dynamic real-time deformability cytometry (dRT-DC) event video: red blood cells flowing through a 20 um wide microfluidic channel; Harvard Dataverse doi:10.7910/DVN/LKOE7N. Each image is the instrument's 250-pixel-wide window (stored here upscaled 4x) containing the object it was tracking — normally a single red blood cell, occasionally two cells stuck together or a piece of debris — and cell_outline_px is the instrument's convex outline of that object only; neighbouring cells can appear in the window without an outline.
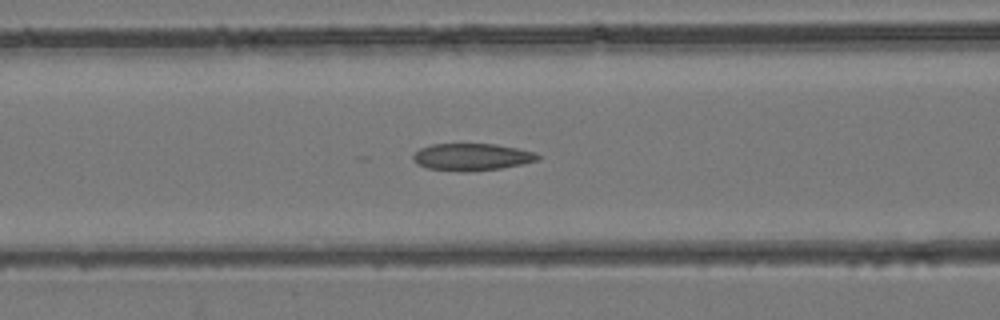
{"species": "common noctule bat (a hibernating species)", "species_latin": "Nyctalus noctula", "temperature_condition": "room temperature", "stored_images_in_passage": 41, "camera_frame_rate_fps": 3000, "um_per_image_px": 0.085, "animal": {"sex": "female", "body_mass_g": 24.6, "forearm_length_mm": 56.2}, "frame": {"image": 1, "passage_image": 18, "time_ms": 5.667, "image_size_px": [1000, 320], "cell_outline_px": [[540, 156], [536, 160], [520, 164], [500, 168], [468, 172], [460, 172], [428, 168], [416, 164], [412, 160], [412, 156], [420, 148], [432, 144], [496, 144], [536, 152]], "centroid_in_image_um": [40.06, 13.34], "position_along_channel_um": 126.5, "area_um2": 19.65}}
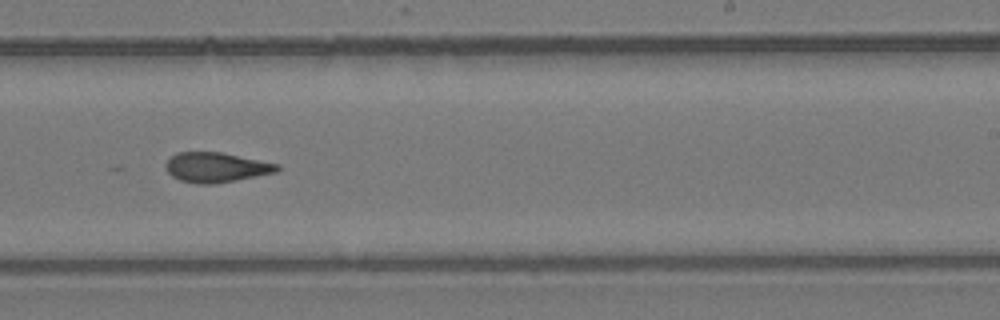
{"frame": {"image": 2, "passage_image": 27, "time_ms": 8.667, "image_size_px": [1000, 320], "cell_outline_px": [[280, 168], [276, 172], [236, 180], [212, 184], [196, 184], [180, 180], [172, 176], [168, 172], [164, 164], [176, 152], [220, 152], [280, 164]], "centroid_in_image_um": [18.36, 14.22], "position_along_channel_um": 270.6, "area_um2": 19.31}}
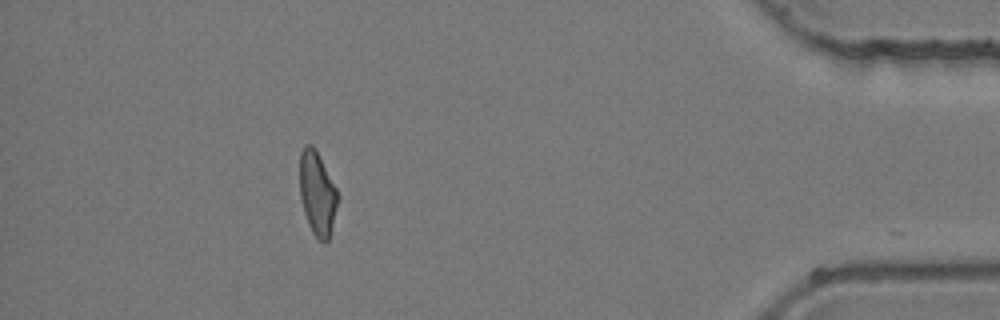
{"frame": {"image": 3, "passage_image": 39, "time_ms": 12.667, "image_size_px": [1000, 320], "cell_outline_px": [[340, 196], [328, 240], [324, 244], [312, 232], [308, 224], [304, 212], [300, 196], [300, 152], [304, 144], [312, 144], [316, 148]], "centroid_in_image_um": [26.97, 16.41], "position_along_channel_um": 408.2, "area_um2": 18.67}}